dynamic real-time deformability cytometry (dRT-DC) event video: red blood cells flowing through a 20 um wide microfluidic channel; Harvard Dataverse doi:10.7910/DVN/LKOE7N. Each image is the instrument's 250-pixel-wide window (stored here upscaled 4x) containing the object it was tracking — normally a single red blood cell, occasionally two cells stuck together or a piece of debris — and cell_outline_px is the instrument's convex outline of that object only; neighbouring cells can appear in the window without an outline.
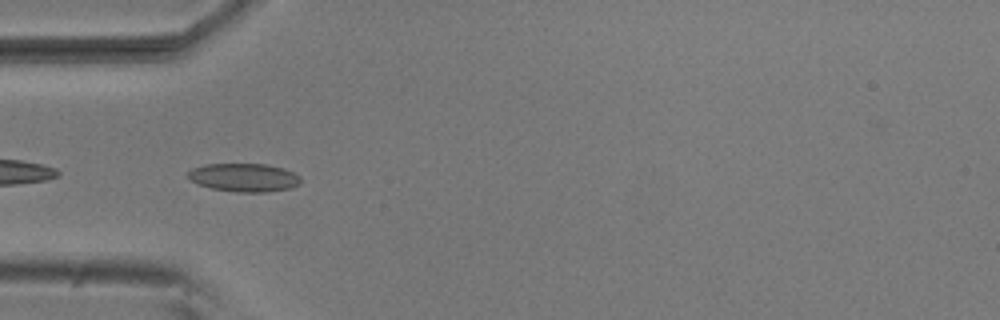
{"species": "common noctule bat (a hibernating species)", "species_latin": "Nyctalus noctula", "temperature_condition": "room temperature", "stored_images_in_passage": 8, "camera_frame_rate_fps": 3000, "um_per_image_px": 0.085, "animal": {"sex": "male", "body_mass_g": 20.5, "forearm_length_mm": 52.5}, "frame": {"image": 1, "passage_image": 4, "time_ms": 1.0, "image_size_px": [1000, 320], "cell_outline_px": [[300, 184], [292, 188], [268, 192], [236, 192], [212, 188], [200, 184], [192, 180], [188, 176], [188, 172], [192, 168], [204, 164], [264, 164], [284, 168], [300, 176]], "centroid_in_image_um": [20.78, 15.09], "position_along_channel_um": 64.2, "area_um2": 18.55}}
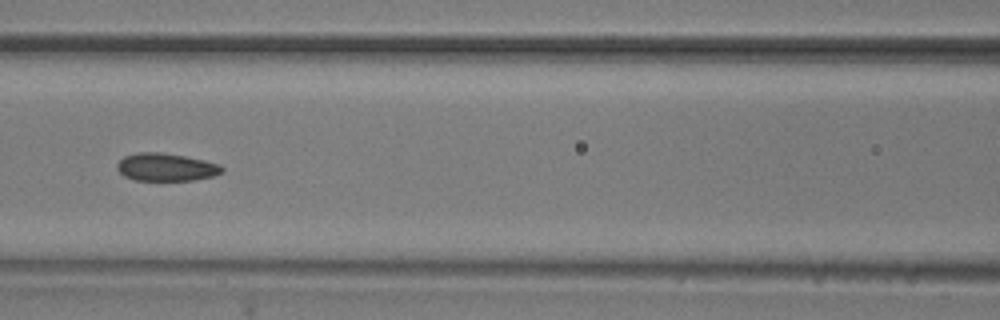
{"frame": {"image": 2, "passage_image": 6, "time_ms": 1.667, "image_size_px": [1000, 320], "cell_outline_px": [[224, 172], [212, 176], [192, 180], [136, 180], [124, 176], [116, 168], [116, 164], [124, 156], [136, 152], [160, 152], [184, 156], [204, 160], [220, 164], [224, 168]], "centroid_in_image_um": [14.11, 14.2], "position_along_channel_um": 152.5, "area_um2": 16.99}}
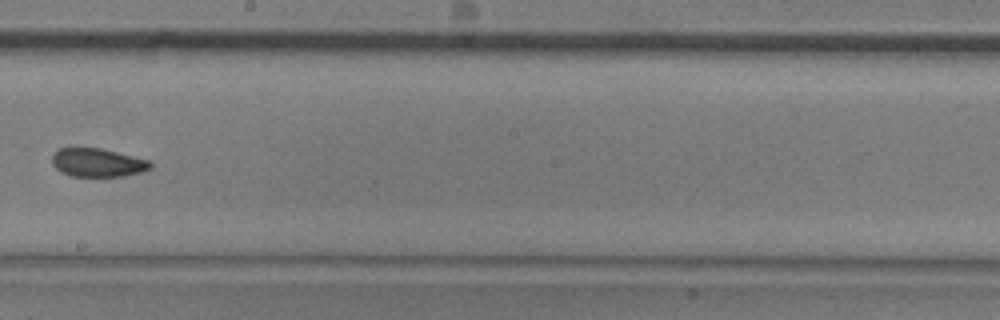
{"frame": {"image": 3, "passage_image": 8, "time_ms": 2.333, "image_size_px": [1000, 320], "cell_outline_px": [[152, 168], [144, 172], [124, 176], [72, 176], [60, 172], [52, 164], [52, 152], [60, 148], [100, 148], [148, 160], [152, 164]], "centroid_in_image_um": [8.28, 13.83], "position_along_channel_um": 239.9, "area_um2": 16.36}}